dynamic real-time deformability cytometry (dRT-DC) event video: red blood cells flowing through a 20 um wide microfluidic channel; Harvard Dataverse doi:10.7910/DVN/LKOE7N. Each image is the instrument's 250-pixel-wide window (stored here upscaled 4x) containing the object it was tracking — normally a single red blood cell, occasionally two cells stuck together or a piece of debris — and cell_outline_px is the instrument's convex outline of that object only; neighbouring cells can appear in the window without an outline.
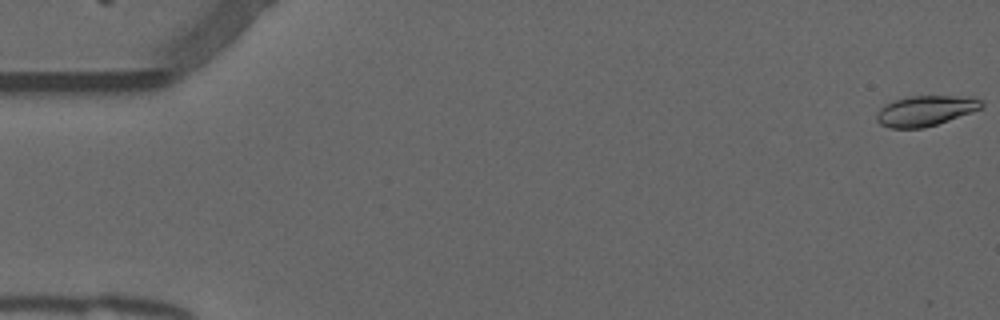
{"species": "common noctule bat (a hibernating species)", "species_latin": "Nyctalus noctula", "temperature_condition": "warm", "stored_images_in_passage": 54, "camera_frame_rate_fps": 3000, "um_per_image_px": 0.085, "animal": {"sex": "male", "forearm_length_mm": 52.5}, "frame": {"image": 1, "passage_image": 1, "time_ms": 0.0, "image_size_px": [1000, 320], "cell_outline_px": [[984, 104], [980, 108], [972, 112], [924, 128], [888, 128], [880, 124], [876, 120], [876, 116], [880, 108], [884, 104], [908, 96], [968, 96], [984, 100]], "centroid_in_image_um": [78.66, 9.41], "position_along_channel_um": 6.3, "area_um2": 18.55}}
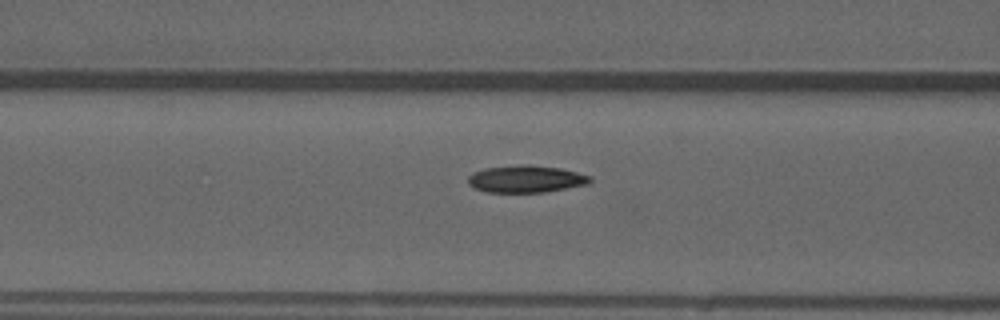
{"frame": {"image": 2, "passage_image": 22, "time_ms": 7.0, "image_size_px": [1000, 320], "cell_outline_px": [[592, 180], [588, 184], [544, 192], [488, 192], [476, 188], [468, 184], [468, 176], [472, 172], [484, 168], [520, 164], [528, 164], [560, 168], [592, 176]], "centroid_in_image_um": [44.7, 15.2], "position_along_channel_um": 121.9, "area_um2": 19.36}}
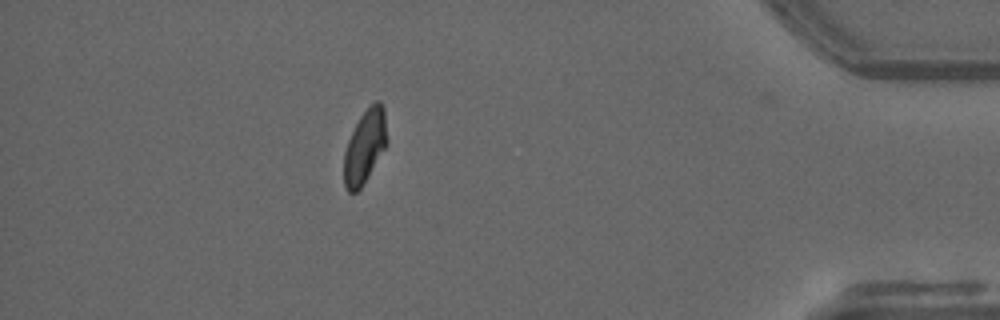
{"frame": {"image": 3, "passage_image": 48, "time_ms": 15.667, "image_size_px": [1000, 320], "cell_outline_px": [[388, 144], [368, 176], [360, 188], [356, 192], [348, 192], [344, 184], [344, 152], [348, 140], [360, 116], [376, 100], [380, 100], [384, 108], [388, 140]], "centroid_in_image_um": [31.03, 12.44], "position_along_channel_um": 404.2, "area_um2": 18.38}, "authors_computed_cell_mechanics": {"area_um2": 18.9584, "velocity_mm_per_s": 3.8226, "shape_relaxation_time_tau1_ms": 8.2945, "shape_relaxation_time_tau2_ms": 1.802, "deformation_change_tau1": 0.1999, "deformation_change_tau2": 0.0647}}